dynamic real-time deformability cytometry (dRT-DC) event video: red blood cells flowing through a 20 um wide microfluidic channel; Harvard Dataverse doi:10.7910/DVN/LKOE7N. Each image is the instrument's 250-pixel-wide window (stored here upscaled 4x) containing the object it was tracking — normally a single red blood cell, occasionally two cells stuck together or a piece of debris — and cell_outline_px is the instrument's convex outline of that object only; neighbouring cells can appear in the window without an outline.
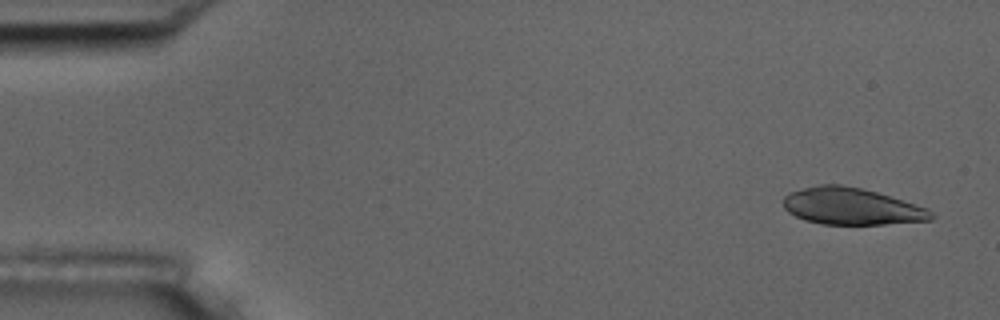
{"species": "common noctule bat (a hibernating species)", "species_latin": "Nyctalus noctula", "temperature_condition": "room temperature", "stored_images_in_passage": 4, "camera_frame_rate_fps": 3000, "um_per_image_px": 0.085, "animal": {"sex": "male", "body_mass_g": 17.5, "forearm_length_mm": 52.3}, "frame": {"image": 1, "passage_image": 1, "time_ms": 0.0, "image_size_px": [1000, 320], "cell_outline_px": [[936, 216], [932, 220], [884, 224], [820, 224], [804, 220], [788, 212], [784, 208], [784, 196], [788, 192], [820, 184], [840, 184], [860, 188], [876, 192], [928, 208]], "centroid_in_image_um": [72.37, 17.54], "position_along_channel_um": 12.6, "area_um2": 31.67}}